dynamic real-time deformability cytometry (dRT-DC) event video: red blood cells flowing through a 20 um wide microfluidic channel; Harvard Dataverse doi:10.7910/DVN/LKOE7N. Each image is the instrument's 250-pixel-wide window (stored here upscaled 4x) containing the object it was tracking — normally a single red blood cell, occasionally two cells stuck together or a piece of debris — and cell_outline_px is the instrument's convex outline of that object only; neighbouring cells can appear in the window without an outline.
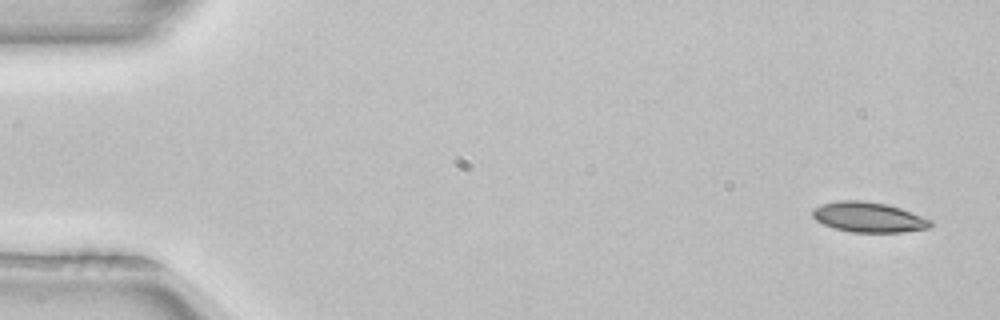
{"species": "common noctule bat (a hibernating species)", "species_latin": "Nyctalus noctula", "temperature_condition": "room temperature", "stored_images_in_passage": 4, "camera_frame_rate_fps": 3000, "um_per_image_px": 0.085, "animal": {"sex": "female", "body_mass_g": 22.7, "forearm_length_mm": 54.2}, "frame": {"image": 1, "passage_image": 1, "time_ms": 0.0, "image_size_px": [1000, 320], "cell_outline_px": [[932, 224], [928, 228], [900, 232], [852, 232], [836, 228], [824, 224], [816, 220], [812, 216], [812, 208], [820, 204], [836, 200], [864, 200], [888, 204], [900, 208], [932, 220]], "centroid_in_image_um": [73.79, 18.44], "position_along_channel_um": 11.2, "area_um2": 20.75}}
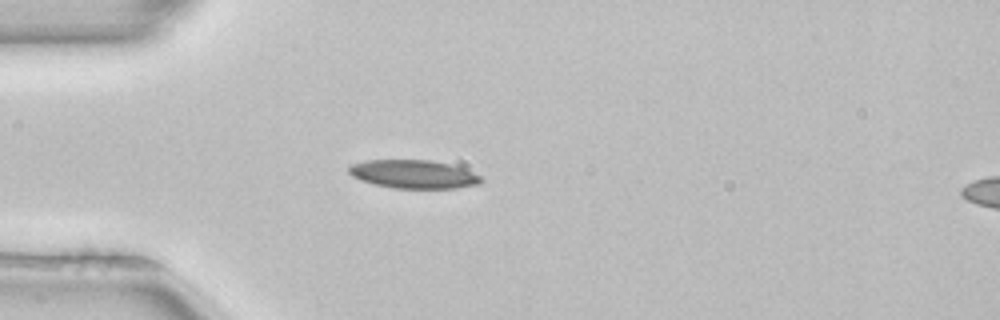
{"frame": {"image": 2, "passage_image": 4, "time_ms": 1.0, "image_size_px": [1000, 320], "cell_outline_px": [[484, 180], [480, 184], [456, 188], [392, 188], [360, 180], [352, 176], [348, 172], [348, 168], [352, 164], [364, 160], [432, 160], [448, 164], [472, 172], [480, 176]], "centroid_in_image_um": [35.13, 14.81], "position_along_channel_um": 49.9, "area_um2": 21.79}}